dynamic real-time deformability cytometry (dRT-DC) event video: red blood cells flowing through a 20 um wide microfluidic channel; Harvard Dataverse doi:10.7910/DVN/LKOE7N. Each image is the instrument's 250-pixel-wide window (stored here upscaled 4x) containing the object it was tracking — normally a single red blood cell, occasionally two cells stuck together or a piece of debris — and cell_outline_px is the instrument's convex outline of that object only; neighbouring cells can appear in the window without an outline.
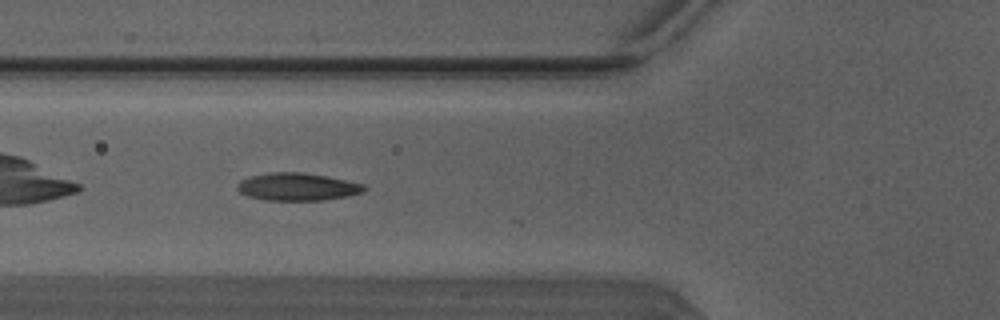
{"species": "Egyptian fruit bat (a non-hibernating species)", "species_latin": "Rousettus aegyptiacus", "temperature_condition": "warm", "stored_images_in_passage": 21, "camera_frame_rate_fps": 3000, "um_per_image_px": 0.085, "animal": {"sex": "male"}, "frame": {"image": 1, "passage_image": 4, "time_ms": 1.0, "image_size_px": [1000, 320], "cell_outline_px": [[368, 188], [364, 192], [348, 196], [324, 200], [264, 200], [248, 196], [240, 192], [236, 188], [236, 184], [240, 180], [252, 176], [272, 172], [304, 172], [328, 176], [364, 184]], "centroid_in_image_um": [25.3, 15.87], "position_along_channel_um": 100.5, "area_um2": 20.58}}